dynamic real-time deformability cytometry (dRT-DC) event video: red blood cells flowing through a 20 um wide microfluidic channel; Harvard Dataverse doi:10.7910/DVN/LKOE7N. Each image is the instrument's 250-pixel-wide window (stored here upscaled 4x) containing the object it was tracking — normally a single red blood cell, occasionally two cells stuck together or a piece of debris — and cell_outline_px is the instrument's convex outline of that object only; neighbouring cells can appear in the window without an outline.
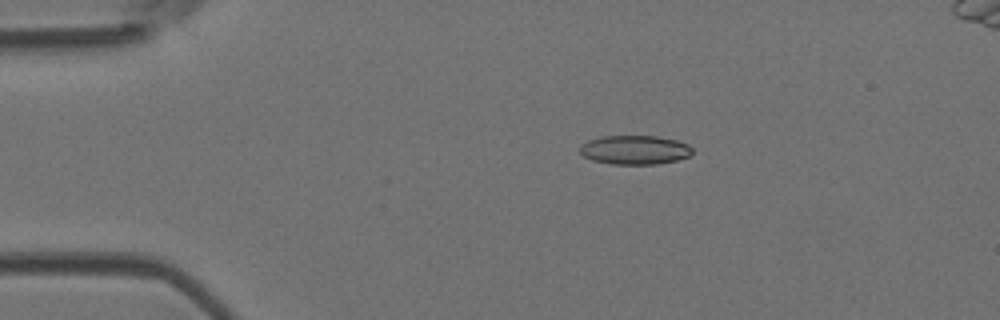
{"species": "Egyptian fruit bat (a non-hibernating species)", "species_latin": "Rousettus aegyptiacus", "temperature_condition": "room temperature", "stored_images_in_passage": 5, "camera_frame_rate_fps": 3000, "um_per_image_px": 0.085, "animal": {"sex": "female"}, "frame": {"image": 1, "passage_image": 3, "time_ms": 0.667, "image_size_px": [1000, 320], "cell_outline_px": [[692, 152], [688, 156], [676, 160], [656, 164], [612, 164], [592, 160], [584, 156], [580, 152], [580, 144], [588, 140], [600, 136], [656, 136], [676, 140], [688, 144], [692, 148]], "centroid_in_image_um": [53.93, 12.73], "position_along_channel_um": 31.1, "area_um2": 19.02}}